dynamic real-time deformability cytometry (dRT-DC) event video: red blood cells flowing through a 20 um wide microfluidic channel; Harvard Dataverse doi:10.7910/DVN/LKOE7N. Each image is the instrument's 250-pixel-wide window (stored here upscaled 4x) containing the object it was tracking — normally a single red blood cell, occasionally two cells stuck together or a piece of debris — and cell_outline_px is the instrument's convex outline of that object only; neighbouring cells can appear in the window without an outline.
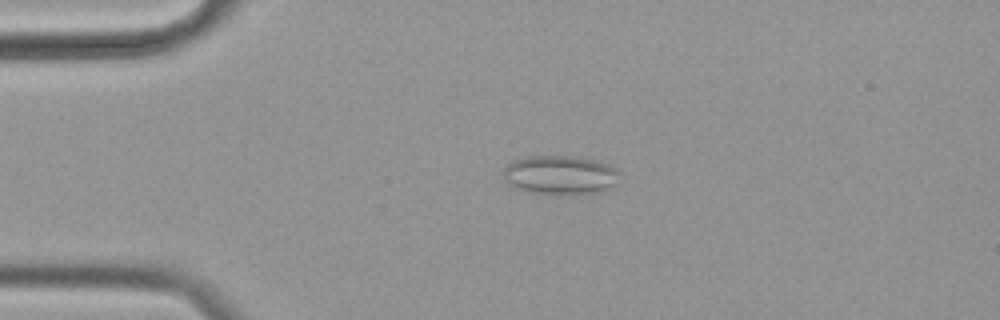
{"species": "common noctule bat (a hibernating species)", "species_latin": "Nyctalus noctula", "temperature_condition": "cold", "stored_images_in_passage": 52, "camera_frame_rate_fps": 3000, "um_per_image_px": 0.085, "animal": {"sex": "female", "body_mass_g": 19.9}, "frame": {"image": 1, "passage_image": 8, "time_ms": 2.333, "image_size_px": [1000, 320], "cell_outline_px": [[620, 184], [612, 188], [600, 192], [528, 192], [516, 188], [508, 184], [504, 180], [504, 168], [508, 164], [516, 160], [528, 156], [580, 156], [596, 160], [608, 164], [616, 168], [620, 172]], "centroid_in_image_um": [47.69, 14.84], "position_along_channel_um": 37.3, "area_um2": 26.3}}
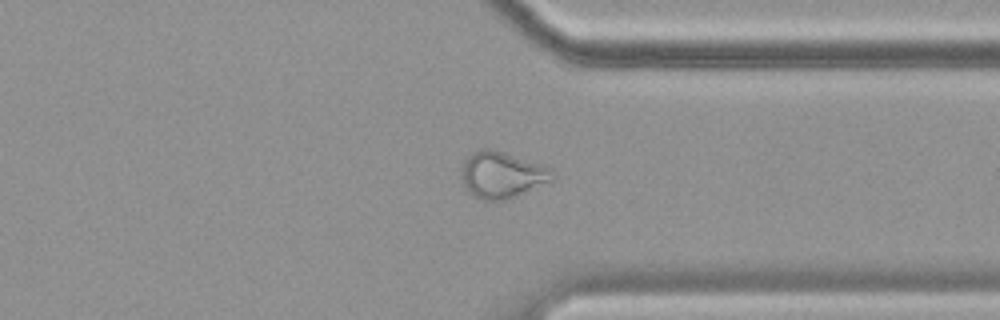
{"frame": {"image": 2, "passage_image": 39, "time_ms": 12.667, "image_size_px": [1000, 320], "cell_outline_px": [[556, 176], [552, 180], [516, 196], [504, 200], [484, 200], [476, 196], [464, 184], [460, 176], [460, 168], [464, 160], [472, 152], [480, 148], [488, 148], [504, 152], [544, 164], [552, 168]], "centroid_in_image_um": [42.68, 14.82], "position_along_channel_um": 368.7, "area_um2": 24.68}}
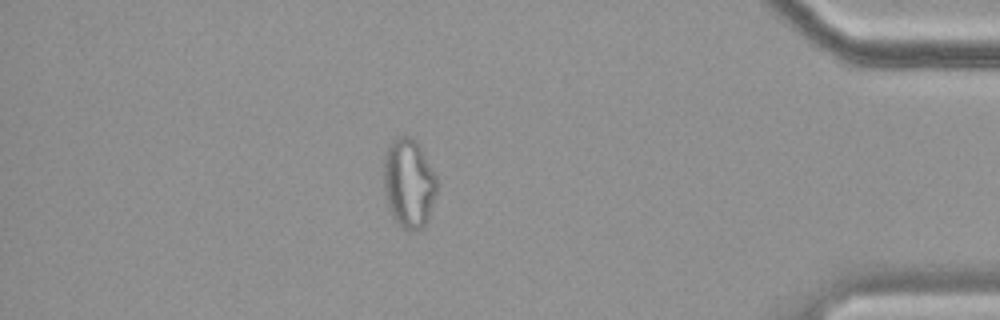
{"frame": {"image": 3, "passage_image": 45, "time_ms": 14.667, "image_size_px": [1000, 320], "cell_outline_px": [[436, 192], [428, 220], [420, 232], [408, 232], [392, 216], [384, 192], [384, 156], [388, 144], [392, 136], [408, 136], [416, 140], [420, 144], [436, 176]], "centroid_in_image_um": [34.74, 15.55], "position_along_channel_um": 400.5, "area_um2": 28.09}, "authors_computed_cell_mechanics": {"area_um2": 23.8136, "velocity_mm_per_s": 3.5174, "shape_relaxation_time_tau1_ms": null, "shape_relaxation_time_tau2_ms": 1.8306, "deformation_change_tau1": null, "deformation_change_tau2": 0.0813}}